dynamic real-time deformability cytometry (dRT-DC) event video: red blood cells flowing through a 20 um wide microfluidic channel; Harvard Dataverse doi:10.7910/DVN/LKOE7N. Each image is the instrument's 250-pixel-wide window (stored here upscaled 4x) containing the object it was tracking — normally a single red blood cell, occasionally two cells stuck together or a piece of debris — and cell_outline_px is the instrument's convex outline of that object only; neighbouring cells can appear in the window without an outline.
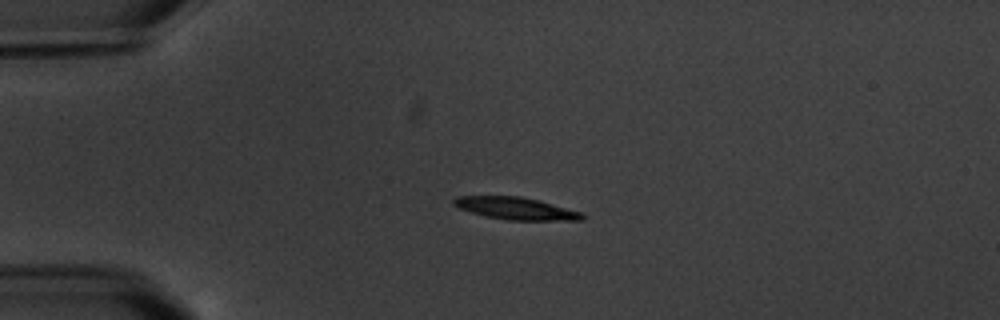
{"species": "common noctule bat (a hibernating species)", "species_latin": "Nyctalus noctula", "temperature_condition": "warm", "stored_images_in_passage": 5, "camera_frame_rate_fps": 3000, "um_per_image_px": 0.085, "animal": {"sex": "male", "body_mass_g": 20.1, "forearm_length_mm": 53.5}, "frame": {"image": 1, "passage_image": 4, "time_ms": 3.667, "image_size_px": [1000, 320], "cell_outline_px": [[584, 220], [508, 220], [484, 216], [460, 208], [452, 204], [452, 200], [456, 196], [520, 196], [584, 212]], "centroid_in_image_um": [43.85, 17.72], "position_along_channel_um": 41.2, "area_um2": 16.59}}